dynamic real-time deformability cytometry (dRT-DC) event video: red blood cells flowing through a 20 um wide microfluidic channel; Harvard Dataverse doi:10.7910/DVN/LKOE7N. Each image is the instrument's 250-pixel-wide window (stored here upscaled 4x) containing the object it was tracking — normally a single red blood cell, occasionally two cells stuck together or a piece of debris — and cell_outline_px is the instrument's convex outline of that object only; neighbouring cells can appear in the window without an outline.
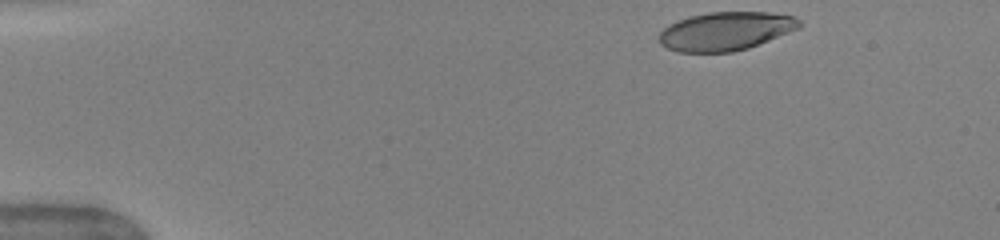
{"species": "human", "species_latin": "Homo sapiens", "temperature_condition": "warm", "stored_images_in_passage": 44, "camera_frame_rate_fps": 3000, "um_per_image_px": 0.085, "donor": {"sex": "female"}, "frame": {"image": 1, "passage_image": 1, "time_ms": 0.0, "image_size_px": [1000, 240], "cell_outline_px": [[804, 24], [800, 28], [748, 48], [732, 52], [676, 52], [660, 44], [660, 32], [668, 24], [692, 16], [708, 12], [768, 12], [796, 16]], "centroid_in_image_um": [61.72, 2.64], "position_along_channel_um": 23.3, "area_um2": 31.5}}
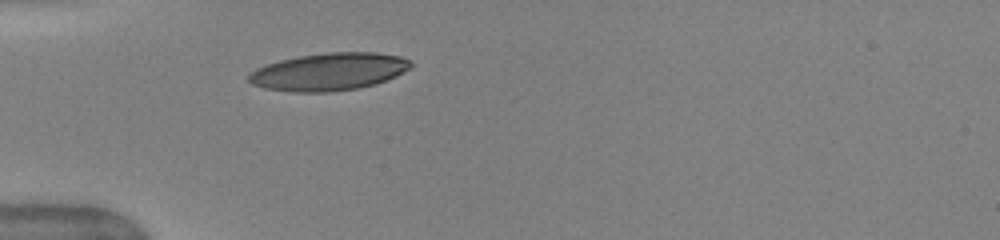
{"frame": {"image": 2, "passage_image": 10, "time_ms": 3.0, "image_size_px": [1000, 240], "cell_outline_px": [[412, 68], [396, 76], [376, 84], [360, 88], [332, 92], [292, 92], [264, 88], [252, 84], [248, 80], [248, 76], [256, 68], [280, 60], [300, 56], [328, 52], [376, 52], [400, 56], [408, 60], [412, 64]], "centroid_in_image_um": [27.99, 6.1], "position_along_channel_um": 57.0, "area_um2": 35.55}}
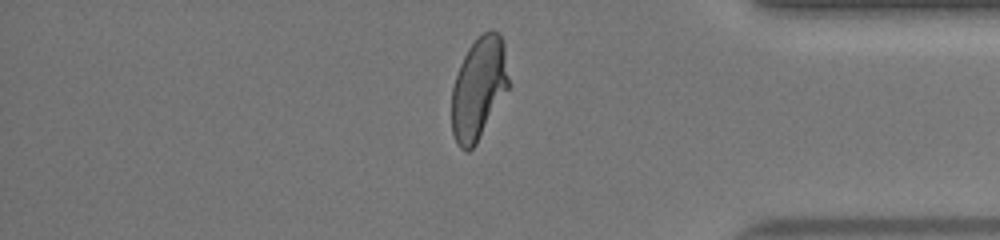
{"frame": {"image": 3, "passage_image": 37, "time_ms": 12.0, "image_size_px": [1000, 240], "cell_outline_px": [[508, 88], [476, 144], [468, 152], [464, 152], [456, 144], [452, 132], [452, 88], [460, 64], [468, 48], [484, 32], [492, 28], [500, 32], [504, 44], [508, 76]], "centroid_in_image_um": [40.68, 7.51], "position_along_channel_um": 394.5, "area_um2": 33.76}, "authors_computed_cell_mechanics": {"area_um2": 34.4199, "velocity_mm_per_s": 4.0414, "shape_relaxation_time_tau1_ms": 3.9178, "shape_relaxation_time_tau2_ms": 0.6813, "deformation_change_tau1": 0.1935, "deformation_change_tau2": 0.0717}}